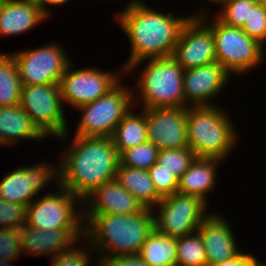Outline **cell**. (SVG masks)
Instances as JSON below:
<instances>
[{
  "label": "cell",
  "mask_w": 266,
  "mask_h": 266,
  "mask_svg": "<svg viewBox=\"0 0 266 266\" xmlns=\"http://www.w3.org/2000/svg\"><path fill=\"white\" fill-rule=\"evenodd\" d=\"M127 3L114 17L131 45L130 56L122 68L126 70L143 60L172 57L181 30L192 14L174 16L172 12L153 9L141 0Z\"/></svg>",
  "instance_id": "cell-1"
},
{
  "label": "cell",
  "mask_w": 266,
  "mask_h": 266,
  "mask_svg": "<svg viewBox=\"0 0 266 266\" xmlns=\"http://www.w3.org/2000/svg\"><path fill=\"white\" fill-rule=\"evenodd\" d=\"M58 162V184L82 200L116 178L119 153L111 137L73 136Z\"/></svg>",
  "instance_id": "cell-2"
},
{
  "label": "cell",
  "mask_w": 266,
  "mask_h": 266,
  "mask_svg": "<svg viewBox=\"0 0 266 266\" xmlns=\"http://www.w3.org/2000/svg\"><path fill=\"white\" fill-rule=\"evenodd\" d=\"M85 238L94 254L103 259L138 254L142 244L155 229L153 209L144 208L132 215H83Z\"/></svg>",
  "instance_id": "cell-3"
},
{
  "label": "cell",
  "mask_w": 266,
  "mask_h": 266,
  "mask_svg": "<svg viewBox=\"0 0 266 266\" xmlns=\"http://www.w3.org/2000/svg\"><path fill=\"white\" fill-rule=\"evenodd\" d=\"M187 108V141L197 157L226 160L238 142L236 125L217 105Z\"/></svg>",
  "instance_id": "cell-4"
},
{
  "label": "cell",
  "mask_w": 266,
  "mask_h": 266,
  "mask_svg": "<svg viewBox=\"0 0 266 266\" xmlns=\"http://www.w3.org/2000/svg\"><path fill=\"white\" fill-rule=\"evenodd\" d=\"M145 61H148V64L142 67L140 76L135 77L137 79L135 88L139 89L136 93L139 94H133L134 106L142 103L140 107L142 109L185 107L184 69L173 57H167L135 62L125 70V74H131Z\"/></svg>",
  "instance_id": "cell-5"
},
{
  "label": "cell",
  "mask_w": 266,
  "mask_h": 266,
  "mask_svg": "<svg viewBox=\"0 0 266 266\" xmlns=\"http://www.w3.org/2000/svg\"><path fill=\"white\" fill-rule=\"evenodd\" d=\"M195 15L212 29L216 61L231 76L247 73L265 61V47L249 37L241 28L226 25L217 17L211 21L210 17L214 16H210L207 8L198 10Z\"/></svg>",
  "instance_id": "cell-6"
},
{
  "label": "cell",
  "mask_w": 266,
  "mask_h": 266,
  "mask_svg": "<svg viewBox=\"0 0 266 266\" xmlns=\"http://www.w3.org/2000/svg\"><path fill=\"white\" fill-rule=\"evenodd\" d=\"M134 91L119 82L107 94L76 108L81 116L74 135L111 137L118 123L134 107Z\"/></svg>",
  "instance_id": "cell-7"
},
{
  "label": "cell",
  "mask_w": 266,
  "mask_h": 266,
  "mask_svg": "<svg viewBox=\"0 0 266 266\" xmlns=\"http://www.w3.org/2000/svg\"><path fill=\"white\" fill-rule=\"evenodd\" d=\"M19 106L46 137L66 142L69 128L59 84L22 85Z\"/></svg>",
  "instance_id": "cell-8"
},
{
  "label": "cell",
  "mask_w": 266,
  "mask_h": 266,
  "mask_svg": "<svg viewBox=\"0 0 266 266\" xmlns=\"http://www.w3.org/2000/svg\"><path fill=\"white\" fill-rule=\"evenodd\" d=\"M58 186V192H47L26 207V225L40 230L85 229L83 214L75 206L83 200Z\"/></svg>",
  "instance_id": "cell-9"
},
{
  "label": "cell",
  "mask_w": 266,
  "mask_h": 266,
  "mask_svg": "<svg viewBox=\"0 0 266 266\" xmlns=\"http://www.w3.org/2000/svg\"><path fill=\"white\" fill-rule=\"evenodd\" d=\"M206 208L207 204L196 196L179 192L165 196L153 208L155 230L176 238L194 233L210 214Z\"/></svg>",
  "instance_id": "cell-10"
},
{
  "label": "cell",
  "mask_w": 266,
  "mask_h": 266,
  "mask_svg": "<svg viewBox=\"0 0 266 266\" xmlns=\"http://www.w3.org/2000/svg\"><path fill=\"white\" fill-rule=\"evenodd\" d=\"M11 54L16 61L22 85L59 84L72 61L68 52L57 42Z\"/></svg>",
  "instance_id": "cell-11"
},
{
  "label": "cell",
  "mask_w": 266,
  "mask_h": 266,
  "mask_svg": "<svg viewBox=\"0 0 266 266\" xmlns=\"http://www.w3.org/2000/svg\"><path fill=\"white\" fill-rule=\"evenodd\" d=\"M71 61L62 76L59 86L65 105L73 108L93 102L113 89L125 76L122 66L119 71H103L97 67H86L75 70Z\"/></svg>",
  "instance_id": "cell-12"
},
{
  "label": "cell",
  "mask_w": 266,
  "mask_h": 266,
  "mask_svg": "<svg viewBox=\"0 0 266 266\" xmlns=\"http://www.w3.org/2000/svg\"><path fill=\"white\" fill-rule=\"evenodd\" d=\"M45 161L30 167L20 166L4 175L0 181V198L27 207L51 183L50 180L58 183V162L51 166Z\"/></svg>",
  "instance_id": "cell-13"
},
{
  "label": "cell",
  "mask_w": 266,
  "mask_h": 266,
  "mask_svg": "<svg viewBox=\"0 0 266 266\" xmlns=\"http://www.w3.org/2000/svg\"><path fill=\"white\" fill-rule=\"evenodd\" d=\"M192 14L183 26L172 54L184 70L216 61L212 29L198 15Z\"/></svg>",
  "instance_id": "cell-14"
},
{
  "label": "cell",
  "mask_w": 266,
  "mask_h": 266,
  "mask_svg": "<svg viewBox=\"0 0 266 266\" xmlns=\"http://www.w3.org/2000/svg\"><path fill=\"white\" fill-rule=\"evenodd\" d=\"M148 141L159 150L189 147L187 108L145 109Z\"/></svg>",
  "instance_id": "cell-15"
},
{
  "label": "cell",
  "mask_w": 266,
  "mask_h": 266,
  "mask_svg": "<svg viewBox=\"0 0 266 266\" xmlns=\"http://www.w3.org/2000/svg\"><path fill=\"white\" fill-rule=\"evenodd\" d=\"M233 77L217 61L184 70L183 91L185 108L212 106L211 99L220 95Z\"/></svg>",
  "instance_id": "cell-16"
},
{
  "label": "cell",
  "mask_w": 266,
  "mask_h": 266,
  "mask_svg": "<svg viewBox=\"0 0 266 266\" xmlns=\"http://www.w3.org/2000/svg\"><path fill=\"white\" fill-rule=\"evenodd\" d=\"M83 215H132L144 207L116 179L96 187L83 199Z\"/></svg>",
  "instance_id": "cell-17"
},
{
  "label": "cell",
  "mask_w": 266,
  "mask_h": 266,
  "mask_svg": "<svg viewBox=\"0 0 266 266\" xmlns=\"http://www.w3.org/2000/svg\"><path fill=\"white\" fill-rule=\"evenodd\" d=\"M21 250L25 255L50 256L69 249L85 237V229L40 230L26 224L19 229Z\"/></svg>",
  "instance_id": "cell-18"
},
{
  "label": "cell",
  "mask_w": 266,
  "mask_h": 266,
  "mask_svg": "<svg viewBox=\"0 0 266 266\" xmlns=\"http://www.w3.org/2000/svg\"><path fill=\"white\" fill-rule=\"evenodd\" d=\"M218 213H210L198 228L208 265L230 260L236 257L241 250L238 249L229 221Z\"/></svg>",
  "instance_id": "cell-19"
},
{
  "label": "cell",
  "mask_w": 266,
  "mask_h": 266,
  "mask_svg": "<svg viewBox=\"0 0 266 266\" xmlns=\"http://www.w3.org/2000/svg\"><path fill=\"white\" fill-rule=\"evenodd\" d=\"M218 158L196 157L178 180L177 192L199 197L207 204V196L216 189ZM209 193V194H207Z\"/></svg>",
  "instance_id": "cell-20"
},
{
  "label": "cell",
  "mask_w": 266,
  "mask_h": 266,
  "mask_svg": "<svg viewBox=\"0 0 266 266\" xmlns=\"http://www.w3.org/2000/svg\"><path fill=\"white\" fill-rule=\"evenodd\" d=\"M47 138L31 117L18 105L0 107V145H14L22 139L41 141ZM19 140V141H18Z\"/></svg>",
  "instance_id": "cell-21"
},
{
  "label": "cell",
  "mask_w": 266,
  "mask_h": 266,
  "mask_svg": "<svg viewBox=\"0 0 266 266\" xmlns=\"http://www.w3.org/2000/svg\"><path fill=\"white\" fill-rule=\"evenodd\" d=\"M48 18L42 11L31 5L6 0L0 2V37L14 36L33 30Z\"/></svg>",
  "instance_id": "cell-22"
},
{
  "label": "cell",
  "mask_w": 266,
  "mask_h": 266,
  "mask_svg": "<svg viewBox=\"0 0 266 266\" xmlns=\"http://www.w3.org/2000/svg\"><path fill=\"white\" fill-rule=\"evenodd\" d=\"M144 208L153 209L162 199L148 170L131 168L119 163L115 178Z\"/></svg>",
  "instance_id": "cell-23"
},
{
  "label": "cell",
  "mask_w": 266,
  "mask_h": 266,
  "mask_svg": "<svg viewBox=\"0 0 266 266\" xmlns=\"http://www.w3.org/2000/svg\"><path fill=\"white\" fill-rule=\"evenodd\" d=\"M134 107L123 117L115 127L111 136L119 155L130 148L148 141L145 109L137 114Z\"/></svg>",
  "instance_id": "cell-24"
},
{
  "label": "cell",
  "mask_w": 266,
  "mask_h": 266,
  "mask_svg": "<svg viewBox=\"0 0 266 266\" xmlns=\"http://www.w3.org/2000/svg\"><path fill=\"white\" fill-rule=\"evenodd\" d=\"M148 266H170L177 263V238L156 231L148 236L138 253Z\"/></svg>",
  "instance_id": "cell-25"
},
{
  "label": "cell",
  "mask_w": 266,
  "mask_h": 266,
  "mask_svg": "<svg viewBox=\"0 0 266 266\" xmlns=\"http://www.w3.org/2000/svg\"><path fill=\"white\" fill-rule=\"evenodd\" d=\"M8 53H0V107L20 103L21 79L16 61Z\"/></svg>",
  "instance_id": "cell-26"
},
{
  "label": "cell",
  "mask_w": 266,
  "mask_h": 266,
  "mask_svg": "<svg viewBox=\"0 0 266 266\" xmlns=\"http://www.w3.org/2000/svg\"><path fill=\"white\" fill-rule=\"evenodd\" d=\"M177 264L183 266L208 265L203 240L198 231L177 237Z\"/></svg>",
  "instance_id": "cell-27"
},
{
  "label": "cell",
  "mask_w": 266,
  "mask_h": 266,
  "mask_svg": "<svg viewBox=\"0 0 266 266\" xmlns=\"http://www.w3.org/2000/svg\"><path fill=\"white\" fill-rule=\"evenodd\" d=\"M196 154L189 148L159 150L156 163L179 179L190 167Z\"/></svg>",
  "instance_id": "cell-28"
},
{
  "label": "cell",
  "mask_w": 266,
  "mask_h": 266,
  "mask_svg": "<svg viewBox=\"0 0 266 266\" xmlns=\"http://www.w3.org/2000/svg\"><path fill=\"white\" fill-rule=\"evenodd\" d=\"M159 149L147 141L123 151L120 164L131 168L149 170L157 161Z\"/></svg>",
  "instance_id": "cell-29"
},
{
  "label": "cell",
  "mask_w": 266,
  "mask_h": 266,
  "mask_svg": "<svg viewBox=\"0 0 266 266\" xmlns=\"http://www.w3.org/2000/svg\"><path fill=\"white\" fill-rule=\"evenodd\" d=\"M258 0H232L221 4L216 16L221 22L232 27L242 28L251 10L259 3Z\"/></svg>",
  "instance_id": "cell-30"
},
{
  "label": "cell",
  "mask_w": 266,
  "mask_h": 266,
  "mask_svg": "<svg viewBox=\"0 0 266 266\" xmlns=\"http://www.w3.org/2000/svg\"><path fill=\"white\" fill-rule=\"evenodd\" d=\"M80 241H82L81 243H83V241L86 242L82 244L84 245L83 247H78V243L75 242V246L72 245L69 249L61 251L52 257L51 266H90L91 257L89 256H94L92 255V253L94 254L92 246L85 237ZM90 251H92V253Z\"/></svg>",
  "instance_id": "cell-31"
},
{
  "label": "cell",
  "mask_w": 266,
  "mask_h": 266,
  "mask_svg": "<svg viewBox=\"0 0 266 266\" xmlns=\"http://www.w3.org/2000/svg\"><path fill=\"white\" fill-rule=\"evenodd\" d=\"M249 37L256 39L264 47L266 44V2H259L241 28Z\"/></svg>",
  "instance_id": "cell-32"
},
{
  "label": "cell",
  "mask_w": 266,
  "mask_h": 266,
  "mask_svg": "<svg viewBox=\"0 0 266 266\" xmlns=\"http://www.w3.org/2000/svg\"><path fill=\"white\" fill-rule=\"evenodd\" d=\"M26 224V207L0 198V228L20 229Z\"/></svg>",
  "instance_id": "cell-33"
},
{
  "label": "cell",
  "mask_w": 266,
  "mask_h": 266,
  "mask_svg": "<svg viewBox=\"0 0 266 266\" xmlns=\"http://www.w3.org/2000/svg\"><path fill=\"white\" fill-rule=\"evenodd\" d=\"M150 178L155 184L157 193L163 198L177 192L178 178L166 169L155 163L149 170Z\"/></svg>",
  "instance_id": "cell-34"
},
{
  "label": "cell",
  "mask_w": 266,
  "mask_h": 266,
  "mask_svg": "<svg viewBox=\"0 0 266 266\" xmlns=\"http://www.w3.org/2000/svg\"><path fill=\"white\" fill-rule=\"evenodd\" d=\"M22 253L20 232L13 228H0V258L13 261Z\"/></svg>",
  "instance_id": "cell-35"
},
{
  "label": "cell",
  "mask_w": 266,
  "mask_h": 266,
  "mask_svg": "<svg viewBox=\"0 0 266 266\" xmlns=\"http://www.w3.org/2000/svg\"><path fill=\"white\" fill-rule=\"evenodd\" d=\"M98 266H148L138 254L118 255L103 259Z\"/></svg>",
  "instance_id": "cell-36"
},
{
  "label": "cell",
  "mask_w": 266,
  "mask_h": 266,
  "mask_svg": "<svg viewBox=\"0 0 266 266\" xmlns=\"http://www.w3.org/2000/svg\"><path fill=\"white\" fill-rule=\"evenodd\" d=\"M262 262L251 253L241 251L236 257L212 266H260Z\"/></svg>",
  "instance_id": "cell-37"
},
{
  "label": "cell",
  "mask_w": 266,
  "mask_h": 266,
  "mask_svg": "<svg viewBox=\"0 0 266 266\" xmlns=\"http://www.w3.org/2000/svg\"><path fill=\"white\" fill-rule=\"evenodd\" d=\"M70 1V0H69ZM66 2H68V0H42V13L49 18L52 14H51V9H49V7L46 6H56L58 7L59 5L62 6L64 4H66Z\"/></svg>",
  "instance_id": "cell-38"
},
{
  "label": "cell",
  "mask_w": 266,
  "mask_h": 266,
  "mask_svg": "<svg viewBox=\"0 0 266 266\" xmlns=\"http://www.w3.org/2000/svg\"><path fill=\"white\" fill-rule=\"evenodd\" d=\"M17 1L25 3L27 5L35 6L42 11V0H17Z\"/></svg>",
  "instance_id": "cell-39"
},
{
  "label": "cell",
  "mask_w": 266,
  "mask_h": 266,
  "mask_svg": "<svg viewBox=\"0 0 266 266\" xmlns=\"http://www.w3.org/2000/svg\"><path fill=\"white\" fill-rule=\"evenodd\" d=\"M0 266H15L13 265V263L9 260H3L2 258H0Z\"/></svg>",
  "instance_id": "cell-40"
},
{
  "label": "cell",
  "mask_w": 266,
  "mask_h": 266,
  "mask_svg": "<svg viewBox=\"0 0 266 266\" xmlns=\"http://www.w3.org/2000/svg\"><path fill=\"white\" fill-rule=\"evenodd\" d=\"M208 1V3H215V5L216 4H218L219 2H220V0H207Z\"/></svg>",
  "instance_id": "cell-41"
},
{
  "label": "cell",
  "mask_w": 266,
  "mask_h": 266,
  "mask_svg": "<svg viewBox=\"0 0 266 266\" xmlns=\"http://www.w3.org/2000/svg\"><path fill=\"white\" fill-rule=\"evenodd\" d=\"M228 1H232V0H220V2L218 3V5L220 6L222 3L228 2Z\"/></svg>",
  "instance_id": "cell-42"
},
{
  "label": "cell",
  "mask_w": 266,
  "mask_h": 266,
  "mask_svg": "<svg viewBox=\"0 0 266 266\" xmlns=\"http://www.w3.org/2000/svg\"><path fill=\"white\" fill-rule=\"evenodd\" d=\"M170 266H183V265H180V264H173V265H170Z\"/></svg>",
  "instance_id": "cell-43"
}]
</instances>
